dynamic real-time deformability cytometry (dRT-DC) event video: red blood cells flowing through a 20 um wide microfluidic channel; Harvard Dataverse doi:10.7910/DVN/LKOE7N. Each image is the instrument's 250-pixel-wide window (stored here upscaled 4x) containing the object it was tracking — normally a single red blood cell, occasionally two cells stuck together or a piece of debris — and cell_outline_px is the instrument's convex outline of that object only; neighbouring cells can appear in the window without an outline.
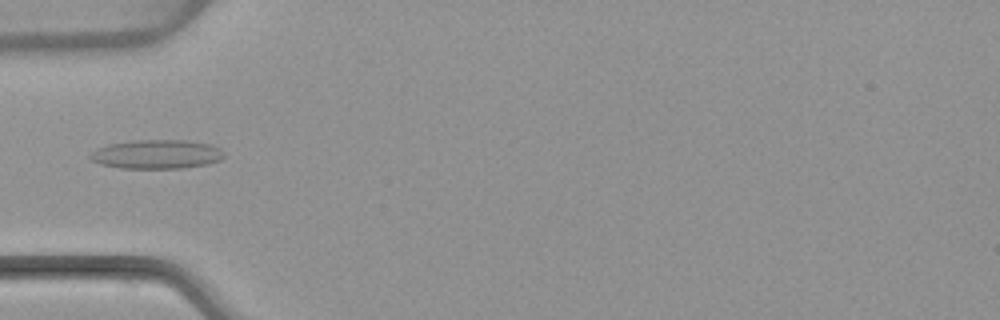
{"species": "common noctule bat (a hibernating species)", "species_latin": "Nyctalus noctula", "temperature_condition": "warm", "stored_images_in_passage": 4, "camera_frame_rate_fps": 3000, "um_per_image_px": 0.085, "animal": {"sex": "female", "body_mass_g": 22.7, "forearm_length_mm": 54.2}, "frame": {"image": 1, "passage_image": 4, "time_ms": 4.333, "image_size_px": [1000, 320], "cell_outline_px": [[224, 156], [220, 160], [208, 164], [184, 168], [120, 168], [100, 164], [92, 160], [88, 156], [96, 148], [108, 144], [132, 140], [188, 140], [212, 144], [220, 148], [224, 152]], "centroid_in_image_um": [13.33, 13.1], "position_along_channel_um": 71.7, "area_um2": 22.89}}